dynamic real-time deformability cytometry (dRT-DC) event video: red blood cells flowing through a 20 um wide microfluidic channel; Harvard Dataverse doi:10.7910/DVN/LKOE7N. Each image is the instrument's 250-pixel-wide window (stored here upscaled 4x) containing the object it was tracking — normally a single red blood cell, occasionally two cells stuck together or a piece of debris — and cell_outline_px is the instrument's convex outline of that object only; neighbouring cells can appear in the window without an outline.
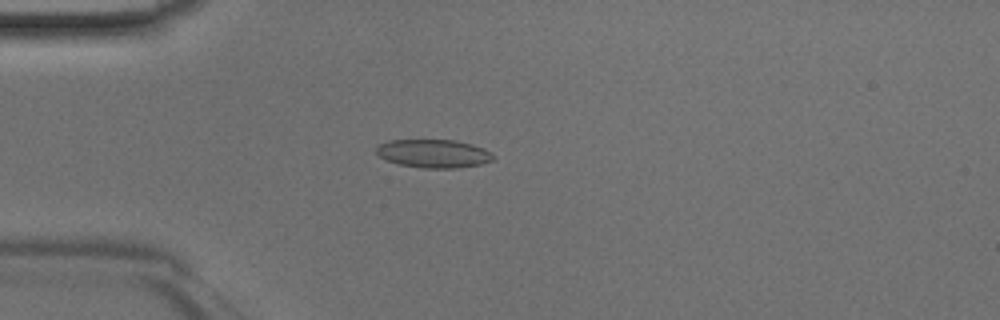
{"species": "Egyptian fruit bat (a non-hibernating species)", "species_latin": "Rousettus aegyptiacus", "temperature_condition": "room temperature", "stored_images_in_passage": 45, "camera_frame_rate_fps": 3000, "um_per_image_px": 0.085, "animal": {"sex": "male"}, "frame": {"image": 1, "passage_image": 12, "time_ms": 3.667, "image_size_px": [1000, 320], "cell_outline_px": [[496, 156], [492, 160], [480, 164], [456, 168], [424, 168], [400, 164], [388, 160], [380, 156], [376, 152], [376, 148], [380, 144], [392, 140], [452, 140], [472, 144], [484, 148], [492, 152]], "centroid_in_image_um": [36.9, 13.05], "position_along_channel_um": 48.1, "area_um2": 19.13}}
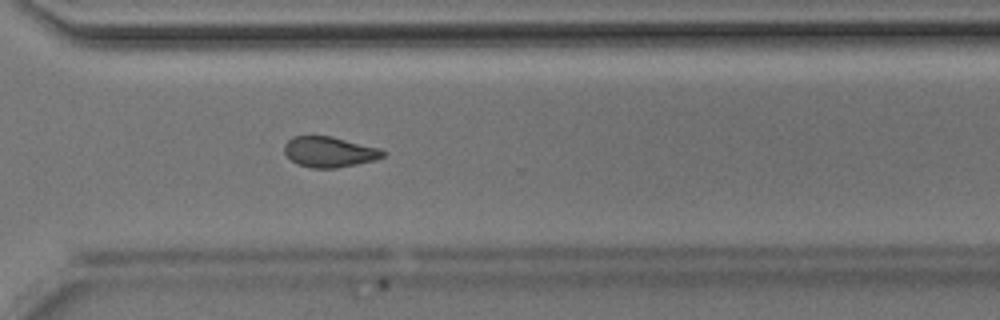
{"frame": {"image": 2, "passage_image": 33, "time_ms": 10.667, "image_size_px": [1000, 320], "cell_outline_px": [[384, 156], [372, 160], [356, 164], [336, 168], [312, 168], [296, 164], [284, 152], [284, 144], [292, 136], [332, 136], [380, 148], [384, 152]], "centroid_in_image_um": [27.96, 12.9], "position_along_channel_um": 342.6, "area_um2": 17.46}}
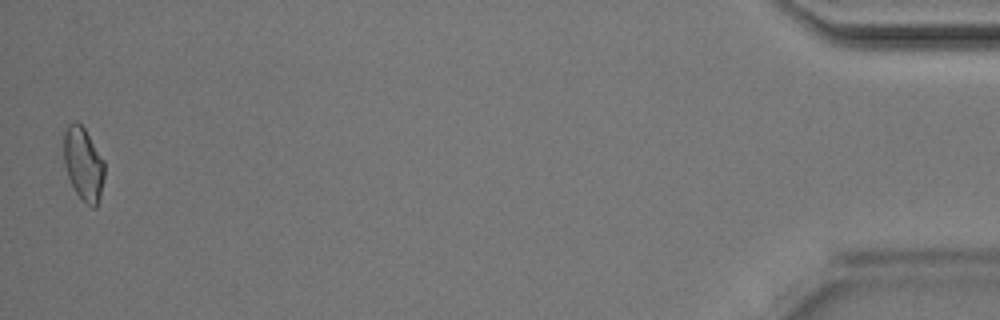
{"frame": {"image": 3, "passage_image": 45, "time_ms": 14.667, "image_size_px": [1000, 320], "cell_outline_px": [[104, 176], [100, 196], [96, 208], [92, 208], [84, 204], [80, 200], [68, 176], [64, 164], [64, 132], [68, 124], [76, 120], [84, 128], [104, 160]], "centroid_in_image_um": [7.09, 13.96], "position_along_channel_um": 428.1, "area_um2": 17.46}}